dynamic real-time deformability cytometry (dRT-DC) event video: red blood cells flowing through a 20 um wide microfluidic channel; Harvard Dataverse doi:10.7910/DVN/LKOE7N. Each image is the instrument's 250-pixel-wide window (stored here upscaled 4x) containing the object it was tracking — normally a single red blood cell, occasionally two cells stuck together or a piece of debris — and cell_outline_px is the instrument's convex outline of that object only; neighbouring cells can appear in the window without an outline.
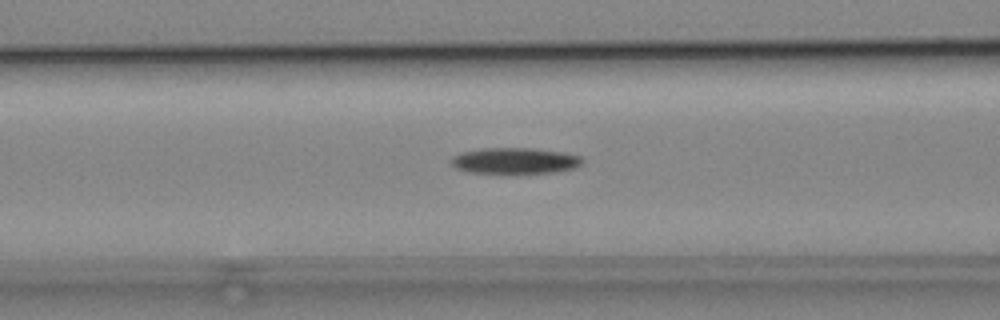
{"species": "common noctule bat (a hibernating species)", "species_latin": "Nyctalus noctula", "temperature_condition": "cold", "stored_images_in_passage": 34, "camera_frame_rate_fps": 3000, "um_per_image_px": 0.085, "animal": {"sex": "male", "body_mass_g": 19.2, "forearm_length_mm": 51.8}, "frame": {"image": 1, "passage_image": 13, "time_ms": 4.0, "image_size_px": [1000, 320], "cell_outline_px": [[584, 160], [580, 164], [572, 168], [552, 172], [468, 172], [456, 168], [452, 164], [452, 156], [460, 152], [480, 148], [532, 148], [560, 152], [580, 156]], "centroid_in_image_um": [43.71, 13.64], "position_along_channel_um": 122.9, "area_um2": 19.42}}
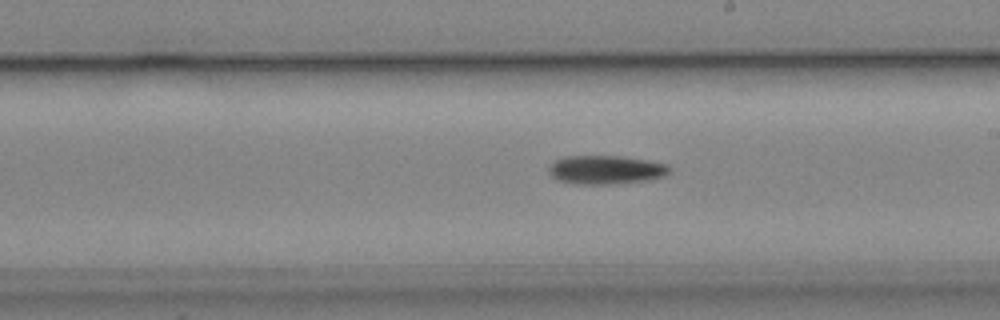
{"frame": {"image": 2, "passage_image": 22, "time_ms": 7.0, "image_size_px": [1000, 320], "cell_outline_px": [[668, 172], [664, 176], [648, 180], [612, 184], [572, 184], [556, 180], [548, 172], [548, 168], [556, 160], [568, 156], [620, 156], [648, 160], [668, 164]], "centroid_in_image_um": [51.47, 14.44], "position_along_channel_um": 237.5, "area_um2": 20.17}}
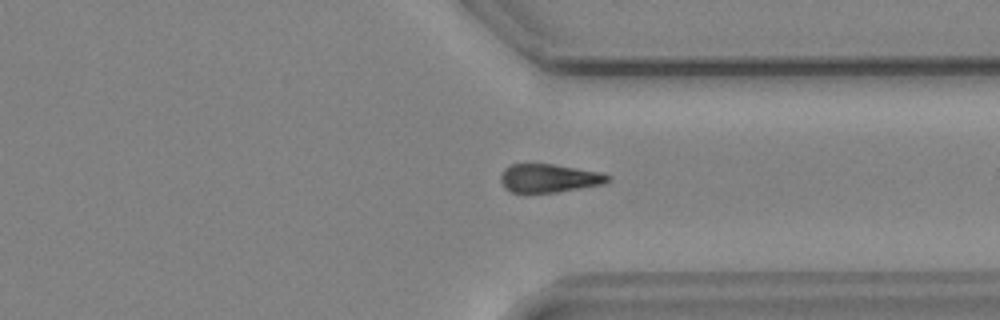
{"frame": {"image": 3, "passage_image": 32, "time_ms": 10.333, "image_size_px": [1000, 320], "cell_outline_px": [[608, 180], [604, 184], [556, 192], [512, 192], [504, 188], [500, 180], [500, 176], [504, 168], [512, 164], [552, 164], [600, 172], [608, 176]], "centroid_in_image_um": [46.62, 15.14], "position_along_channel_um": 364.8, "area_um2": 17.51}}